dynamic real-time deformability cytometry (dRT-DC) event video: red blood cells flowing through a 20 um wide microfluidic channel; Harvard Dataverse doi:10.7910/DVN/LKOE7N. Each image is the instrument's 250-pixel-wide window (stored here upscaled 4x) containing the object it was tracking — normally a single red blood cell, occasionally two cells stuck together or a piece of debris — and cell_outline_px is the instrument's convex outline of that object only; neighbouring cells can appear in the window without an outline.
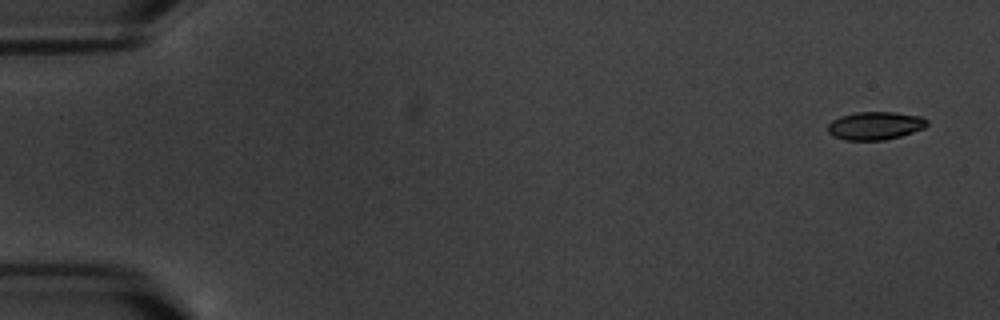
{"species": "common noctule bat (a hibernating species)", "species_latin": "Nyctalus noctula", "temperature_condition": "warm", "stored_images_in_passage": 4, "camera_frame_rate_fps": 3000, "um_per_image_px": 0.085, "animal": {"sex": "male", "body_mass_g": 20.1, "forearm_length_mm": 53.5}, "frame": {"image": 1, "passage_image": 1, "time_ms": 0.0, "image_size_px": [1000, 320], "cell_outline_px": [[928, 124], [924, 128], [900, 136], [884, 140], [844, 140], [832, 136], [828, 132], [828, 124], [832, 120], [840, 116], [856, 112], [896, 112], [920, 116], [928, 120]], "centroid_in_image_um": [74.37, 10.68], "position_along_channel_um": 10.6, "area_um2": 16.3}}
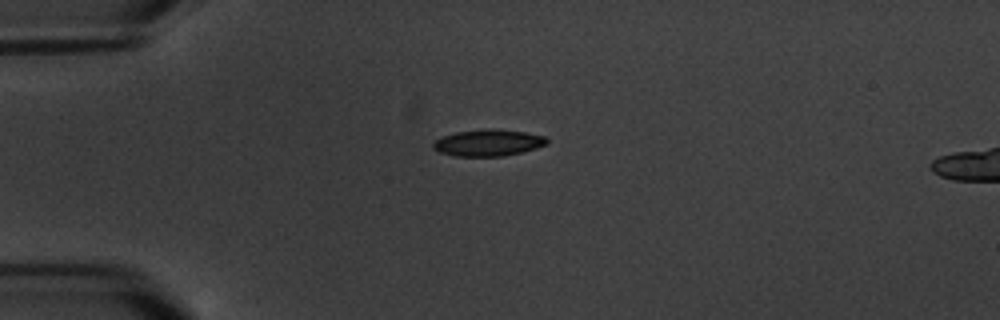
{"frame": {"image": 2, "passage_image": 4, "time_ms": 4.333, "image_size_px": [1000, 320], "cell_outline_px": [[548, 144], [536, 148], [504, 156], [456, 156], [440, 152], [432, 148], [432, 144], [436, 140], [444, 136], [456, 132], [488, 128], [524, 132], [544, 136], [548, 140]], "centroid_in_image_um": [41.49, 12.13], "position_along_channel_um": 43.5, "area_um2": 17.46}}